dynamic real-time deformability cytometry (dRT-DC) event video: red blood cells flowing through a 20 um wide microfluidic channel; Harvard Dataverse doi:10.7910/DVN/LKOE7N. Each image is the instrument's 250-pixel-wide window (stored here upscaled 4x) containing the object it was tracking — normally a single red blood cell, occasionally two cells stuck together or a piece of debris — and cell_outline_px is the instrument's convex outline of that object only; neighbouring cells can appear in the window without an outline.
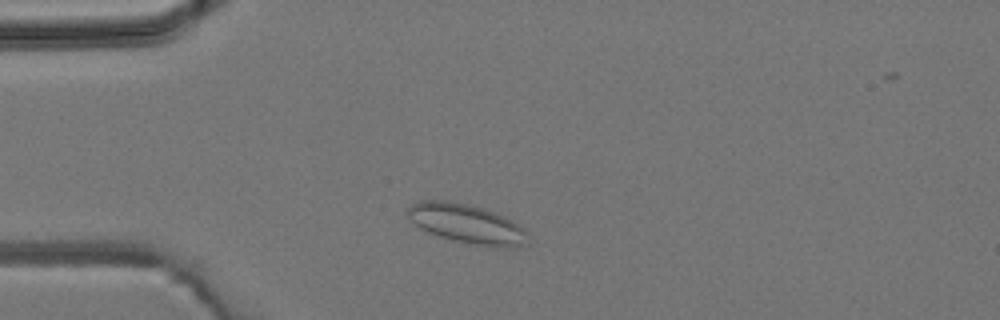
{"species": "common noctule bat (a hibernating species)", "species_latin": "Nyctalus noctula", "temperature_condition": "room temperature", "stored_images_in_passage": 1, "camera_frame_rate_fps": 3000, "um_per_image_px": 0.085, "animal": {"sex": "male", "body_mass_g": 19.2, "forearm_length_mm": 51.8}, "frame": {"image": 1, "passage_image": 1, "time_ms": 0.0, "image_size_px": [1000, 320], "cell_outline_px": [[528, 244], [504, 248], [496, 248], [456, 240], [440, 236], [428, 232], [420, 228], [408, 216], [408, 208], [412, 204], [424, 200], [448, 200], [468, 204], [484, 208], [496, 212], [504, 216], [524, 228]], "centroid_in_image_um": [39.7, 19.01], "position_along_channel_um": 45.3, "area_um2": 27.22}}